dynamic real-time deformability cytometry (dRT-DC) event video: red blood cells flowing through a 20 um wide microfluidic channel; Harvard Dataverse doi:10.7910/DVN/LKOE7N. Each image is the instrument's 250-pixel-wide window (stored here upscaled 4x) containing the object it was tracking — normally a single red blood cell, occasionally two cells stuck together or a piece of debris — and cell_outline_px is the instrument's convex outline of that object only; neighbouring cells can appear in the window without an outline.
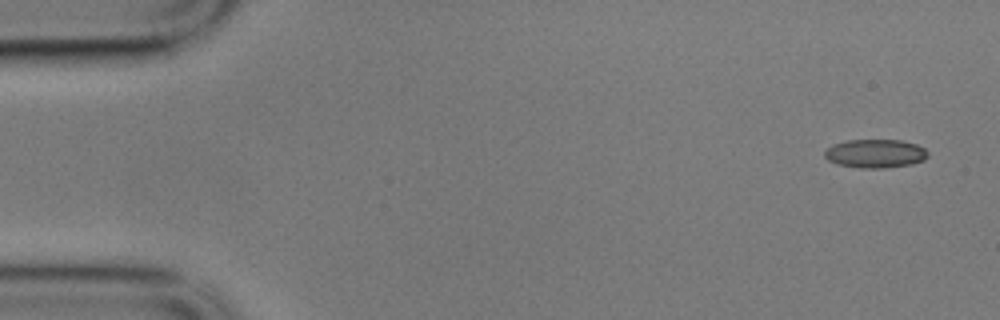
{"species": "common noctule bat (a hibernating species)", "species_latin": "Nyctalus noctula", "temperature_condition": "cold", "stored_images_in_passage": 4, "camera_frame_rate_fps": 3000, "um_per_image_px": 0.085, "animal": {"sex": "male", "body_mass_g": 17.9}, "frame": {"image": 1, "passage_image": 1, "time_ms": 0.0, "image_size_px": [1000, 320], "cell_outline_px": [[928, 156], [924, 160], [912, 164], [884, 168], [860, 168], [840, 164], [828, 160], [824, 156], [824, 152], [832, 144], [848, 140], [900, 140], [916, 144], [924, 148], [928, 152]], "centroid_in_image_um": [74.42, 13.05], "position_along_channel_um": 10.6, "area_um2": 17.17}}
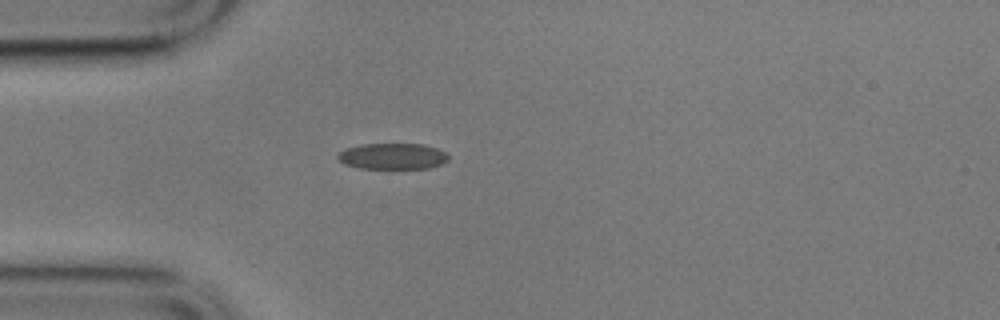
{"frame": {"image": 2, "passage_image": 4, "time_ms": 1.0, "image_size_px": [1000, 320], "cell_outline_px": [[448, 160], [444, 164], [428, 168], [360, 168], [344, 164], [336, 156], [340, 152], [348, 148], [360, 144], [424, 144], [448, 152]], "centroid_in_image_um": [33.42, 13.28], "position_along_channel_um": 51.6, "area_um2": 16.82}}